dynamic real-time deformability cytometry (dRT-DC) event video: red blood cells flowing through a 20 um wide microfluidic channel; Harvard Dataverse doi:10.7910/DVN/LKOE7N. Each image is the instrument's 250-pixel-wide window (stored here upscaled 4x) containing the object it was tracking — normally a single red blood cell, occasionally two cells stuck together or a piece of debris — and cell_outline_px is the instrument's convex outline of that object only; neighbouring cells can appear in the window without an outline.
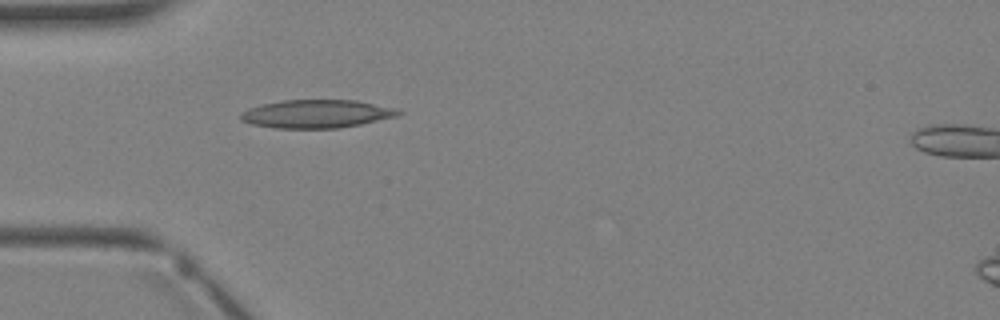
{"species": "Egyptian fruit bat (a non-hibernating species)", "species_latin": "Rousettus aegyptiacus", "temperature_condition": "warm", "stored_images_in_passage": 4, "camera_frame_rate_fps": 3000, "um_per_image_px": 0.085, "animal": {"sex": "female"}, "frame": {"image": 1, "passage_image": 3, "time_ms": 2.667, "image_size_px": [1000, 320], "cell_outline_px": [[404, 112], [396, 116], [360, 124], [340, 128], [272, 128], [252, 124], [240, 120], [240, 112], [248, 108], [260, 104], [284, 100], [356, 100], [396, 108]], "centroid_in_image_um": [26.87, 9.67], "position_along_channel_um": 58.1, "area_um2": 26.01}}